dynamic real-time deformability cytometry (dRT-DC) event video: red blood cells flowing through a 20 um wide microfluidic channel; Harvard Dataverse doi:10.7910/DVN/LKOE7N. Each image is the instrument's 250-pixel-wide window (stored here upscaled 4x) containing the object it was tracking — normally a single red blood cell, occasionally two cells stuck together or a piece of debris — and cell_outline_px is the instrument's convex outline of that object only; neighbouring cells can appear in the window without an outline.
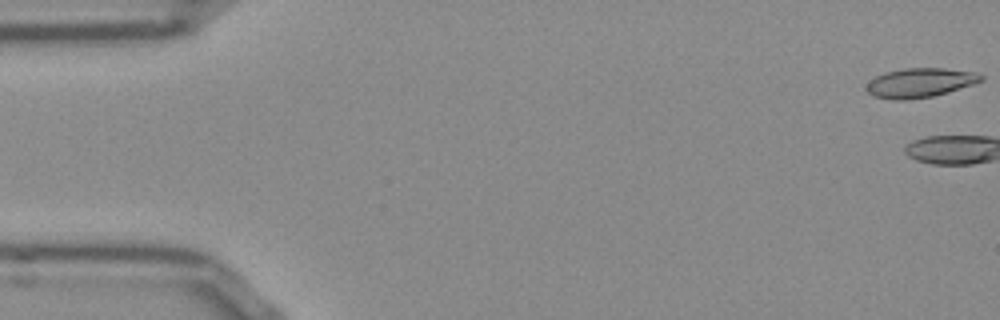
{"species": "Egyptian fruit bat (a non-hibernating species)", "species_latin": "Rousettus aegyptiacus", "temperature_condition": "room temperature", "stored_images_in_passage": 4, "camera_frame_rate_fps": 3000, "um_per_image_px": 0.085, "frame": {"image": 1, "passage_image": 1, "time_ms": 0.0, "image_size_px": [1000, 320], "cell_outline_px": [[984, 80], [948, 92], [932, 96], [904, 100], [896, 100], [872, 96], [864, 88], [876, 76], [888, 72], [904, 68], [944, 68], [972, 72], [984, 76]], "centroid_in_image_um": [78.19, 7.04], "position_along_channel_um": 6.8, "area_um2": 19.31}}